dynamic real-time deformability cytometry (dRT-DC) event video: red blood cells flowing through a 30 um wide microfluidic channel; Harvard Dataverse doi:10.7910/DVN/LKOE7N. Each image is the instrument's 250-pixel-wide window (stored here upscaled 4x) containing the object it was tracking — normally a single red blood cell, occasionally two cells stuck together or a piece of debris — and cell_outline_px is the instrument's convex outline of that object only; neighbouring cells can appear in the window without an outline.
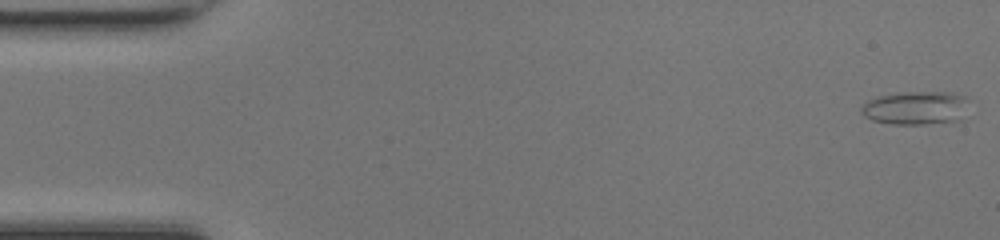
{"species": "common noctule bat (a hibernating species)", "species_latin": "Nyctalus noctula", "temperature_condition": "room temperature", "stored_images_in_passage": 49, "camera_frame_rate_fps": 3000, "um_per_image_px": 0.085, "animal": {"sex": "female", "body_mass_g": 17.0, "forearm_length_mm": 48.0}, "frame": {"image": 1, "passage_image": 1, "time_ms": 0.0, "image_size_px": [1000, 240], "cell_outline_px": [[964, 96], [952, 120], [924, 124], [892, 124], [872, 120], [864, 116], [860, 112], [860, 108], [868, 100], [880, 96], [912, 92], [948, 92]], "centroid_in_image_um": [77.58, 9.17], "position_along_channel_um": 7.4, "area_um2": 19.42}}
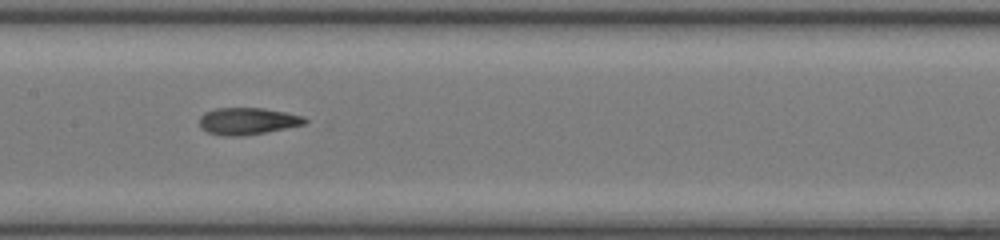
{"frame": {"image": 2, "passage_image": 24, "time_ms": 7.667, "image_size_px": [1000, 240], "cell_outline_px": [[308, 120], [304, 124], [264, 132], [240, 136], [228, 136], [208, 132], [200, 128], [200, 116], [204, 112], [216, 108], [264, 108], [304, 116]], "centroid_in_image_um": [21.02, 10.28], "position_along_channel_um": 186.4, "area_um2": 16.36}}
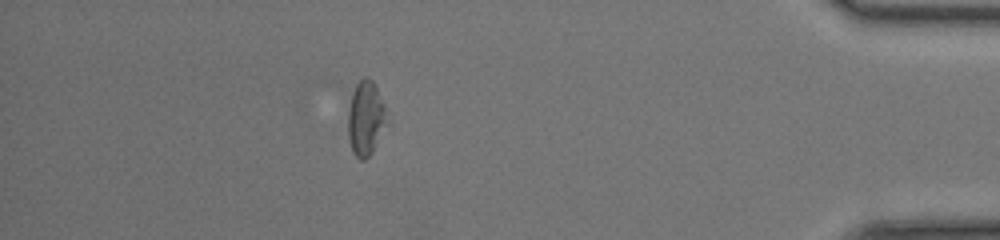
{"frame": {"image": 3, "passage_image": 43, "time_ms": 14.0, "image_size_px": [1000, 240], "cell_outline_px": [[384, 124], [372, 152], [364, 160], [360, 160], [352, 152], [348, 136], [348, 112], [352, 92], [356, 84], [364, 76], [368, 76], [372, 80], [384, 104]], "centroid_in_image_um": [31.02, 10.03], "position_along_channel_um": 404.2, "area_um2": 16.24}, "authors_computed_cell_mechanics": {"area_um2": 16.9354, "velocity_mm_per_s": 4.2483, "shape_relaxation_time_tau1_ms": 9.7262, "shape_relaxation_time_tau2_ms": 1.4988, "deformation_change_tau1": 0.2401, "deformation_change_tau2": 0.0726}}